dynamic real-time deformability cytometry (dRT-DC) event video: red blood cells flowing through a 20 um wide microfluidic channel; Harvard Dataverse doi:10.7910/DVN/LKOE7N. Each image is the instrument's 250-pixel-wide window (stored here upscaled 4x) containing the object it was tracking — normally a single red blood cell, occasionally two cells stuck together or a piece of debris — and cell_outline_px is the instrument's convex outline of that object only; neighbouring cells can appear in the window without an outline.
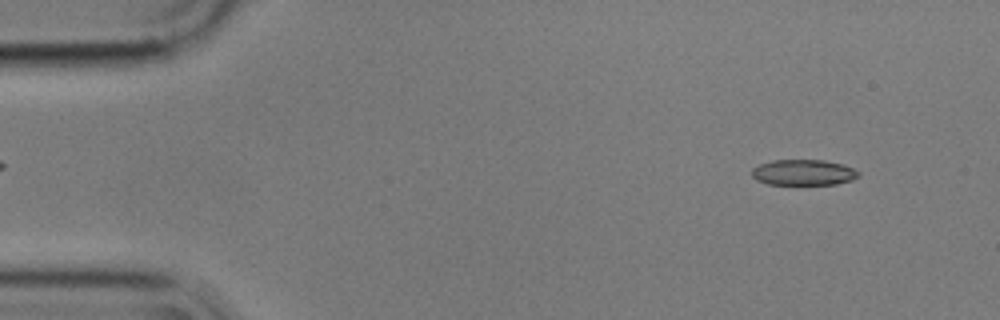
{"species": "common noctule bat (a hibernating species)", "species_latin": "Nyctalus noctula", "temperature_condition": "cold", "stored_images_in_passage": 55, "camera_frame_rate_fps": 3000, "um_per_image_px": 0.085, "animal": {"sex": "male", "body_mass_g": 17.9}, "frame": {"image": 1, "passage_image": 5, "time_ms": 1.333, "image_size_px": [1000, 320], "cell_outline_px": [[860, 176], [852, 180], [836, 184], [768, 184], [756, 180], [752, 176], [752, 168], [760, 164], [772, 160], [824, 160], [844, 164], [860, 172]], "centroid_in_image_um": [68.31, 14.65], "position_along_channel_um": 16.7, "area_um2": 16.07}}
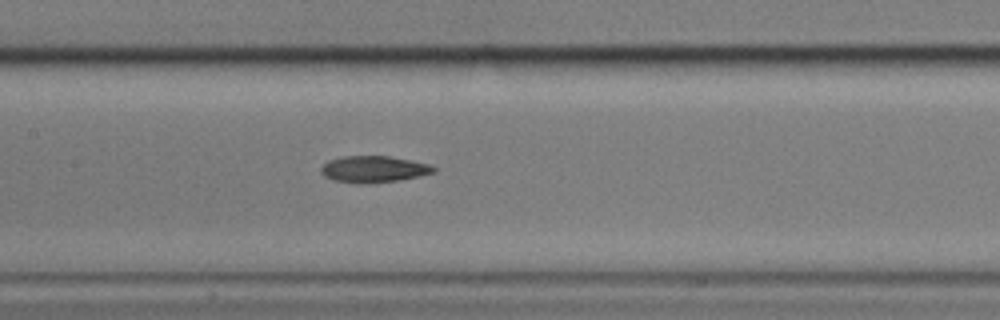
{"frame": {"image": 2, "passage_image": 26, "time_ms": 8.333, "image_size_px": [1000, 320], "cell_outline_px": [[436, 172], [420, 176], [400, 180], [360, 184], [332, 180], [324, 176], [320, 172], [320, 168], [328, 160], [344, 156], [388, 156], [428, 164], [436, 168]], "centroid_in_image_um": [31.73, 14.39], "position_along_channel_um": 175.7, "area_um2": 17.4}}
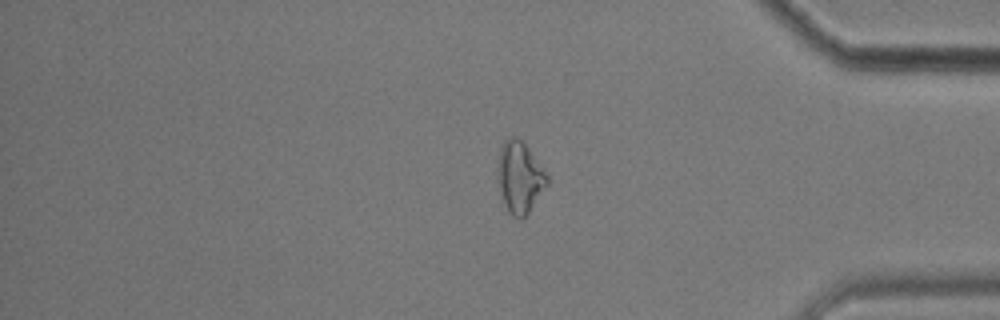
{"frame": {"image": 3, "passage_image": 46, "time_ms": 15.0, "image_size_px": [1000, 320], "cell_outline_px": [[548, 184], [528, 212], [520, 220], [512, 216], [508, 212], [504, 204], [496, 180], [496, 160], [500, 148], [504, 140], [508, 136], [516, 136], [528, 148], [548, 176]], "centroid_in_image_um": [44.11, 15.05], "position_along_channel_um": 391.1, "area_um2": 20.81}, "authors_computed_cell_mechanics": {"area_um2": 17.5712, "velocity_mm_per_s": 3.5787, "shape_relaxation_time_tau1_ms": 8.2985, "shape_relaxation_time_tau2_ms": 3.7908, "deformation_change_tau1": 0.1928, "deformation_change_tau2": 0.1172}}